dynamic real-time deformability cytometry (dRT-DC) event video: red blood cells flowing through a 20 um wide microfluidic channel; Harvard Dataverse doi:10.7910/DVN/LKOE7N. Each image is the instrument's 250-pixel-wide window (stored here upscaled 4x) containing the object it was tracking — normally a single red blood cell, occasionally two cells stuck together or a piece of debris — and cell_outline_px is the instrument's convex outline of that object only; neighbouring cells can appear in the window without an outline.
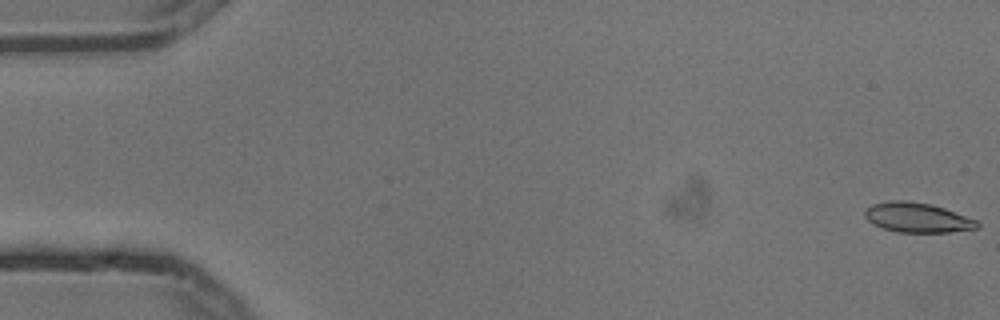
{"species": "common noctule bat (a hibernating species)", "species_latin": "Nyctalus noctula", "temperature_condition": "cold", "stored_images_in_passage": 5, "camera_frame_rate_fps": 3000, "um_per_image_px": 0.085, "animal": {"sex": "male", "body_mass_g": 13.3}, "frame": {"image": 1, "passage_image": 1, "time_ms": 0.0, "image_size_px": [1000, 320], "cell_outline_px": [[980, 228], [948, 232], [896, 232], [872, 224], [864, 216], [864, 208], [872, 204], [892, 200], [904, 200], [932, 204], [944, 208], [976, 220], [980, 224]], "centroid_in_image_um": [77.94, 18.49], "position_along_channel_um": 7.1, "area_um2": 19.54}}
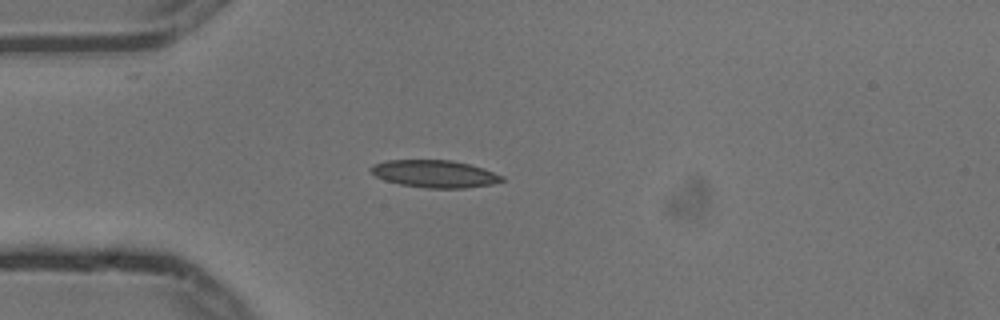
{"frame": {"image": 2, "passage_image": 5, "time_ms": 1.333, "image_size_px": [1000, 320], "cell_outline_px": [[504, 180], [492, 184], [464, 188], [428, 188], [400, 184], [384, 180], [376, 176], [368, 168], [372, 164], [388, 160], [452, 160], [484, 168], [504, 176]], "centroid_in_image_um": [36.94, 14.77], "position_along_channel_um": 48.1, "area_um2": 20.92}}